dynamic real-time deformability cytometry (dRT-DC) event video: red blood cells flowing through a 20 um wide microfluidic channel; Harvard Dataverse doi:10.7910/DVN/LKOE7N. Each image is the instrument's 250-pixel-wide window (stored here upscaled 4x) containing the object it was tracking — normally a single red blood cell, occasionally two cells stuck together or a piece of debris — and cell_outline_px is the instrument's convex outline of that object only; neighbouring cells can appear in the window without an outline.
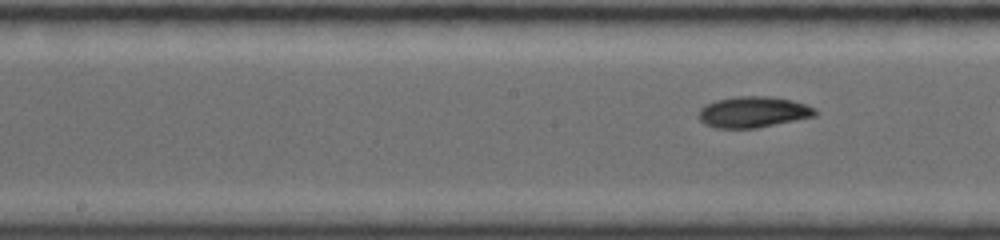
{"species": "common noctule bat (a hibernating species)", "species_latin": "Nyctalus noctula", "temperature_condition": "room temperature", "stored_images_in_passage": 7, "segment_of_instrument_passage": [2, 2], "camera_frame_rate_fps": 4000, "um_per_image_px": 0.085, "animal": {"sex": "female", "body_mass_g": 19.0, "forearm_length_mm": 56.7}, "frame": {"image": 1, "passage_image": 7, "time_ms": 5.5, "image_size_px": [1000, 240], "cell_outline_px": [[820, 112], [816, 116], [756, 128], [716, 128], [704, 124], [700, 120], [700, 108], [704, 104], [716, 100], [736, 96], [768, 96], [792, 100], [816, 108]], "centroid_in_image_um": [64.04, 9.52], "position_along_channel_um": 184.2, "area_um2": 21.15}}